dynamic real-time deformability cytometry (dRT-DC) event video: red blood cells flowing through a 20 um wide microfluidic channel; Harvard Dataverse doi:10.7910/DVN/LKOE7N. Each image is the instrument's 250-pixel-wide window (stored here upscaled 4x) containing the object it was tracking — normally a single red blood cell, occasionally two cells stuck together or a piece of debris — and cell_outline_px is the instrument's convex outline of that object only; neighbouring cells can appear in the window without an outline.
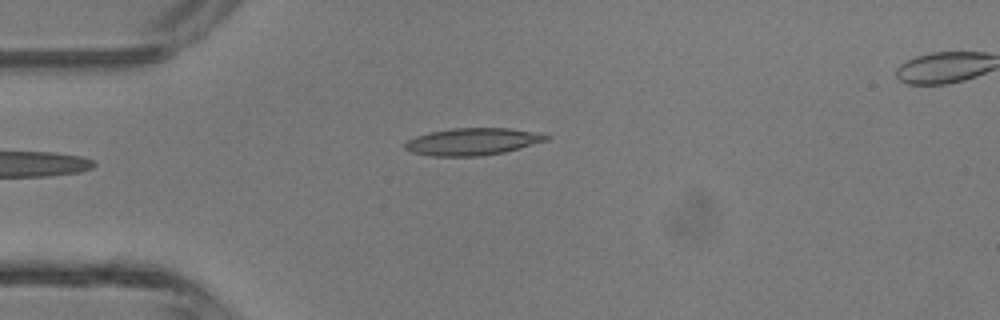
{"species": "common noctule bat (a hibernating species)", "species_latin": "Nyctalus noctula", "temperature_condition": "room temperature", "stored_images_in_passage": 4, "camera_frame_rate_fps": 3000, "um_per_image_px": 0.085, "animal": {"sex": "male", "body_mass_g": 13.3}, "frame": {"image": 1, "passage_image": 4, "time_ms": 3.333, "image_size_px": [1000, 320], "cell_outline_px": [[552, 136], [548, 140], [520, 148], [504, 152], [480, 156], [432, 156], [412, 152], [404, 148], [404, 144], [408, 140], [416, 136], [432, 132], [452, 128], [508, 128], [544, 132]], "centroid_in_image_um": [40.25, 12.03], "position_along_channel_um": 44.8, "area_um2": 22.48}}